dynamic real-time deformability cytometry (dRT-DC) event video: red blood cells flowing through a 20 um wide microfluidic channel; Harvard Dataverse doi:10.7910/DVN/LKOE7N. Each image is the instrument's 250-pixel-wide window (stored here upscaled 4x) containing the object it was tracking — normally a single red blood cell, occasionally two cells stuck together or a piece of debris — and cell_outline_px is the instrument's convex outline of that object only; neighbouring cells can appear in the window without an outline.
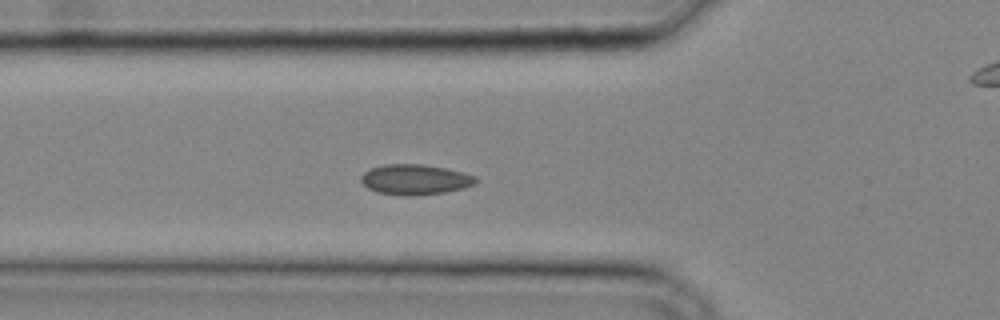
{"species": "common noctule bat (a hibernating species)", "species_latin": "Nyctalus noctula", "temperature_condition": "cold", "stored_images_in_passage": 24, "camera_frame_rate_fps": 3000, "um_per_image_px": 0.085, "animal": {"sex": "male", "body_mass_g": 20.4}, "frame": {"image": 1, "passage_image": 4, "time_ms": 1.0, "image_size_px": [1000, 320], "cell_outline_px": [[480, 180], [464, 188], [444, 192], [416, 196], [404, 196], [376, 192], [368, 188], [360, 180], [360, 176], [368, 168], [384, 164], [420, 164], [444, 168], [476, 176]], "centroid_in_image_um": [35.24, 15.26], "position_along_channel_um": 90.6, "area_um2": 20.35}}
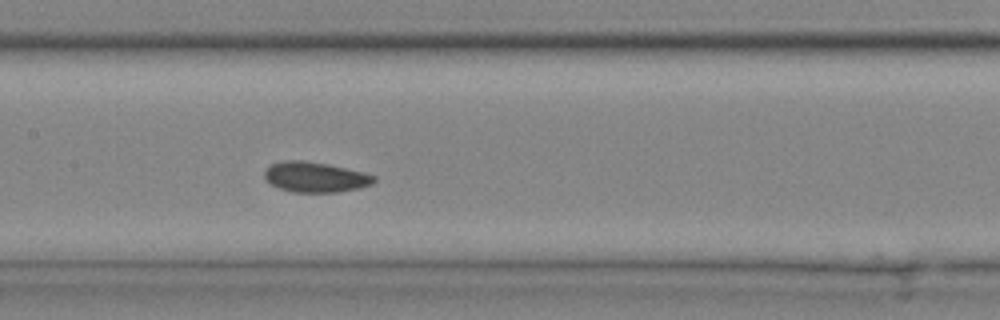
{"frame": {"image": 2, "passage_image": 9, "time_ms": 2.667, "image_size_px": [1000, 320], "cell_outline_px": [[376, 180], [372, 184], [360, 188], [336, 192], [292, 192], [280, 188], [272, 184], [264, 176], [264, 172], [272, 164], [280, 160], [304, 160], [328, 164], [364, 172], [376, 176]], "centroid_in_image_um": [26.83, 15.04], "position_along_channel_um": 180.6, "area_um2": 19.31}}
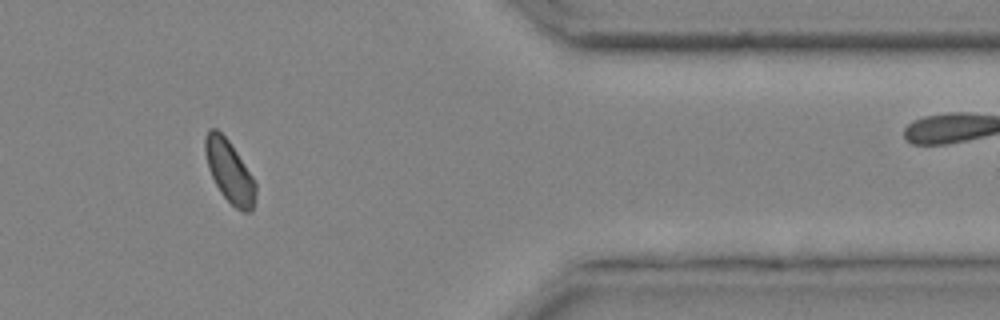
{"frame": {"image": 3, "passage_image": 22, "time_ms": 7.0, "image_size_px": [1000, 320], "cell_outline_px": [[256, 192], [252, 212], [244, 212], [236, 208], [220, 192], [208, 168], [204, 152], [204, 136], [208, 128], [216, 128], [228, 140], [252, 176], [256, 184]], "centroid_in_image_um": [19.48, 14.55], "position_along_channel_um": 391.9, "area_um2": 18.15}}